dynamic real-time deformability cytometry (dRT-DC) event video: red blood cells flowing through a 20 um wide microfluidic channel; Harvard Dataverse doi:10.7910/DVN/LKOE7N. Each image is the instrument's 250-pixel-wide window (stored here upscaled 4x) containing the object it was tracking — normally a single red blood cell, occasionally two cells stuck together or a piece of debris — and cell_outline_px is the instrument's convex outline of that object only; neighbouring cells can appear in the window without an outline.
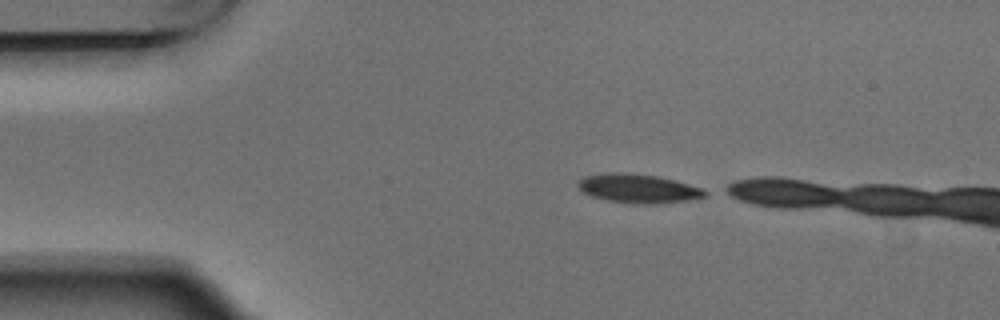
{"species": "Egyptian fruit bat (a non-hibernating species)", "species_latin": "Rousettus aegyptiacus", "temperature_condition": "warm", "stored_images_in_passage": 2, "camera_frame_rate_fps": 3000, "um_per_image_px": 0.085, "animal": {"sex": "male"}, "frame": {"image": 1, "passage_image": 1, "time_ms": 0.0, "image_size_px": [1000, 320], "cell_outline_px": [[712, 192], [704, 196], [692, 200], [656, 204], [636, 204], [608, 200], [592, 196], [584, 192], [576, 184], [584, 176], [608, 172], [628, 172], [656, 176], [676, 180], [704, 188]], "centroid_in_image_um": [54.33, 16.02], "position_along_channel_um": 30.7, "area_um2": 21.68}}